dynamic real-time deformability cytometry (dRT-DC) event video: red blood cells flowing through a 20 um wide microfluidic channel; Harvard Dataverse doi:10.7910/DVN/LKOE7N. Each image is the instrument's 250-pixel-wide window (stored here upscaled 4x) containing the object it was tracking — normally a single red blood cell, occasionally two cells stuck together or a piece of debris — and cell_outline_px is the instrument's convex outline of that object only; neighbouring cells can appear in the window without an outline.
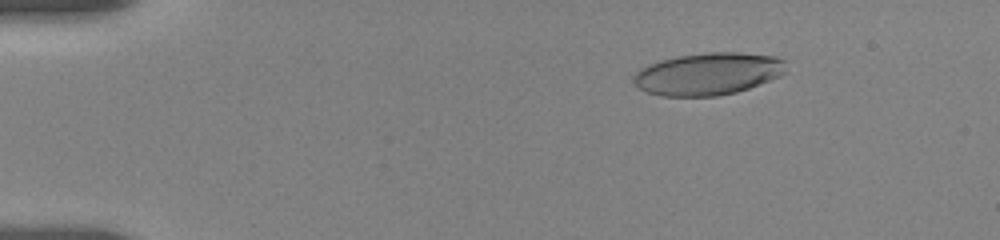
{"species": "human", "species_latin": "Homo sapiens", "temperature_condition": "room temperature", "stored_images_in_passage": 6, "camera_frame_rate_fps": 3000, "um_per_image_px": 0.085, "donor": {"sex": "female"}, "frame": {"image": 1, "passage_image": 1, "time_ms": 0.0, "image_size_px": [1000, 240], "cell_outline_px": [[788, 72], [780, 76], [748, 88], [736, 92], [716, 96], [660, 96], [648, 92], [640, 88], [632, 80], [632, 76], [640, 68], [648, 64], [660, 60], [676, 56], [708, 52], [740, 52], [776, 56], [788, 60]], "centroid_in_image_um": [60.24, 6.26], "position_along_channel_um": 24.8, "area_um2": 38.03}}
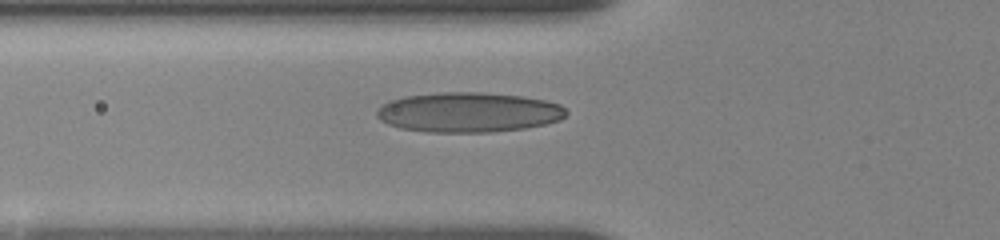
{"frame": {"image": 2, "passage_image": 6, "time_ms": 4.0, "image_size_px": [1000, 240], "cell_outline_px": [[568, 112], [560, 120], [544, 124], [524, 128], [492, 132], [428, 132], [400, 128], [388, 124], [380, 120], [376, 116], [376, 112], [388, 100], [404, 96], [444, 92], [480, 92], [524, 96], [544, 100], [560, 104]], "centroid_in_image_um": [39.81, 9.54], "position_along_channel_um": 86.0, "area_um2": 44.1}}